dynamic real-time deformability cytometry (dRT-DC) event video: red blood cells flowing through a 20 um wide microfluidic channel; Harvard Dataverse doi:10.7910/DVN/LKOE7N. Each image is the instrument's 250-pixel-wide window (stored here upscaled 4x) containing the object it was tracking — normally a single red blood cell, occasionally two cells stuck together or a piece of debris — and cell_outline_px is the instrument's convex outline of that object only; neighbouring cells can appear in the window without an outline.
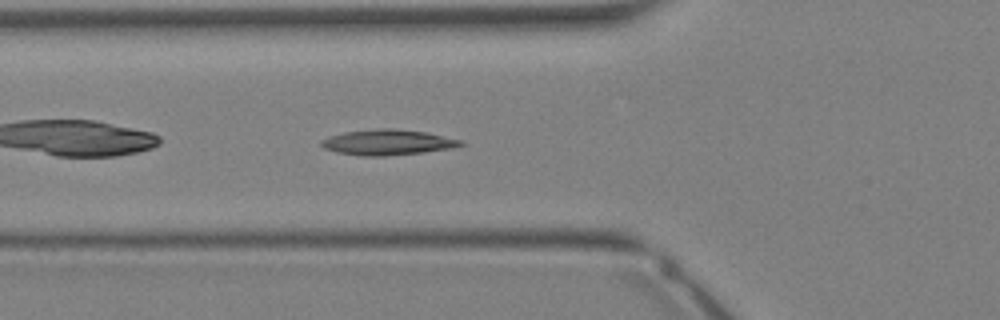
{"species": "Egyptian fruit bat (a non-hibernating species)", "species_latin": "Rousettus aegyptiacus", "temperature_condition": "warm", "stored_images_in_passage": 30, "camera_frame_rate_fps": 3000, "um_per_image_px": 0.085, "animal": {"sex": "female"}, "frame": {"image": 1, "passage_image": 8, "time_ms": 2.333, "image_size_px": [1000, 320], "cell_outline_px": [[464, 144], [452, 148], [424, 152], [384, 156], [360, 156], [336, 152], [324, 148], [320, 144], [320, 140], [328, 136], [344, 132], [376, 128], [396, 128], [428, 132], [460, 140]], "centroid_in_image_um": [32.91, 12.09], "position_along_channel_um": 92.9, "area_um2": 20.87}}
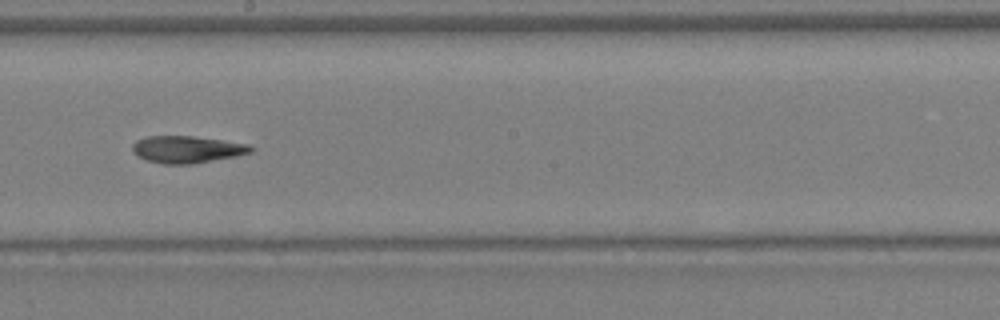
{"frame": {"image": 2, "passage_image": 15, "time_ms": 4.667, "image_size_px": [1000, 320], "cell_outline_px": [[256, 148], [252, 152], [236, 156], [192, 164], [164, 164], [148, 160], [132, 152], [132, 144], [136, 140], [148, 136], [192, 136], [248, 144]], "centroid_in_image_um": [15.9, 12.7], "position_along_channel_um": 232.3, "area_um2": 18.55}}
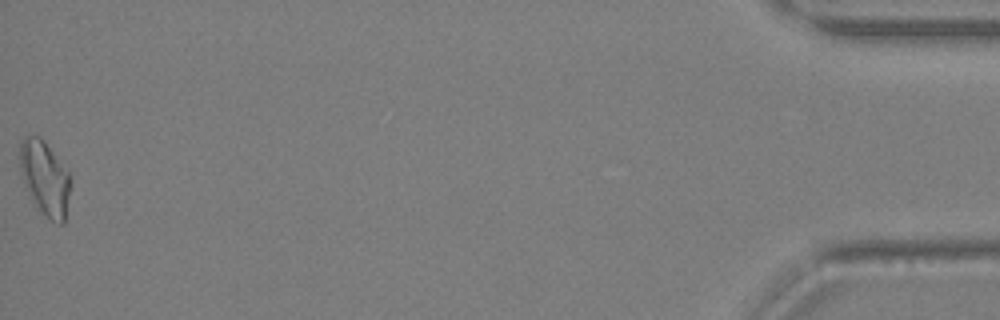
{"frame": {"image": 3, "passage_image": 30, "time_ms": 9.667, "image_size_px": [1000, 320], "cell_outline_px": [[72, 184], [64, 224], [60, 224], [52, 220], [32, 204], [20, 168], [20, 144], [24, 136], [40, 136], [44, 140], [68, 172], [72, 180]], "centroid_in_image_um": [3.84, 15.16], "position_along_channel_um": 431.4, "area_um2": 21.96}}